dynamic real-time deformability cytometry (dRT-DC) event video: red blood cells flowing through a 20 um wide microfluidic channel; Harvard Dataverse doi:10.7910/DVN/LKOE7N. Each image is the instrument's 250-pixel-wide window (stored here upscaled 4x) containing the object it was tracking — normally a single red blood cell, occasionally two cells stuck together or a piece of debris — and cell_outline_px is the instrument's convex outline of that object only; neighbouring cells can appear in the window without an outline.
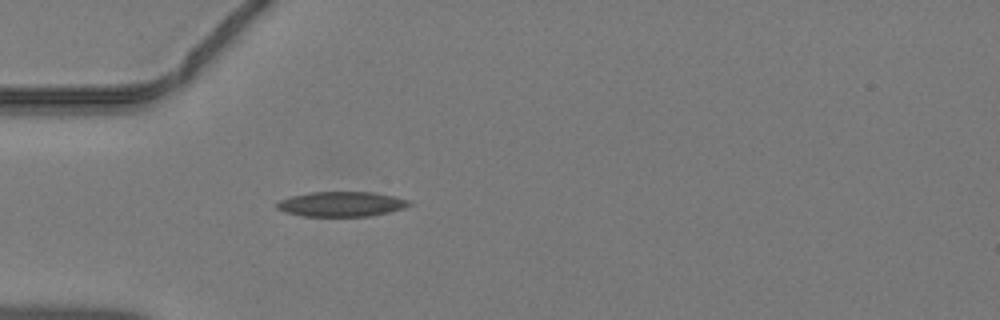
{"species": "common noctule bat (a hibernating species)", "species_latin": "Nyctalus noctula", "temperature_condition": "warm", "stored_images_in_passage": 33, "camera_frame_rate_fps": 3000, "um_per_image_px": 0.085, "animal": {"sex": "male", "body_mass_g": 19.2, "forearm_length_mm": 51.8}, "frame": {"image": 1, "passage_image": 1, "time_ms": 0.0, "image_size_px": [1000, 320], "cell_outline_px": [[412, 204], [404, 208], [388, 212], [368, 216], [304, 216], [284, 212], [276, 208], [276, 204], [280, 200], [292, 196], [312, 192], [372, 192], [412, 200]], "centroid_in_image_um": [29.03, 17.34], "position_along_channel_um": 56.0, "area_um2": 19.13}}
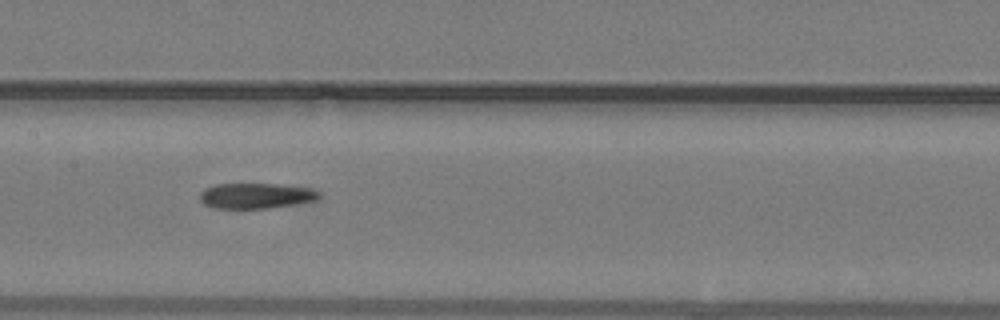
{"frame": {"image": 2, "passage_image": 10, "time_ms": 3.0, "image_size_px": [1000, 320], "cell_outline_px": [[320, 196], [316, 200], [296, 204], [268, 208], [212, 208], [204, 204], [200, 200], [200, 192], [204, 188], [216, 184], [280, 184], [312, 188], [320, 192]], "centroid_in_image_um": [21.76, 16.63], "position_along_channel_um": 185.6, "area_um2": 17.8}}
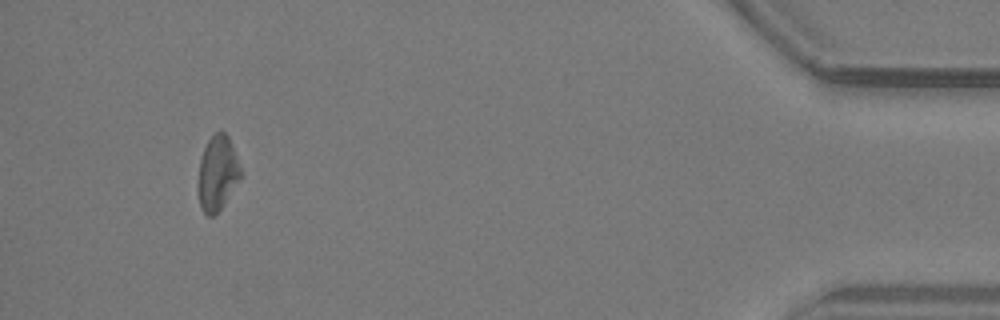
{"frame": {"image": 3, "passage_image": 30, "time_ms": 9.667, "image_size_px": [1000, 320], "cell_outline_px": [[244, 176], [224, 204], [212, 216], [208, 216], [200, 208], [196, 188], [196, 184], [200, 160], [204, 148], [208, 140], [220, 128], [228, 136], [244, 172]], "centroid_in_image_um": [18.5, 14.73], "position_along_channel_um": 416.7, "area_um2": 19.25}}